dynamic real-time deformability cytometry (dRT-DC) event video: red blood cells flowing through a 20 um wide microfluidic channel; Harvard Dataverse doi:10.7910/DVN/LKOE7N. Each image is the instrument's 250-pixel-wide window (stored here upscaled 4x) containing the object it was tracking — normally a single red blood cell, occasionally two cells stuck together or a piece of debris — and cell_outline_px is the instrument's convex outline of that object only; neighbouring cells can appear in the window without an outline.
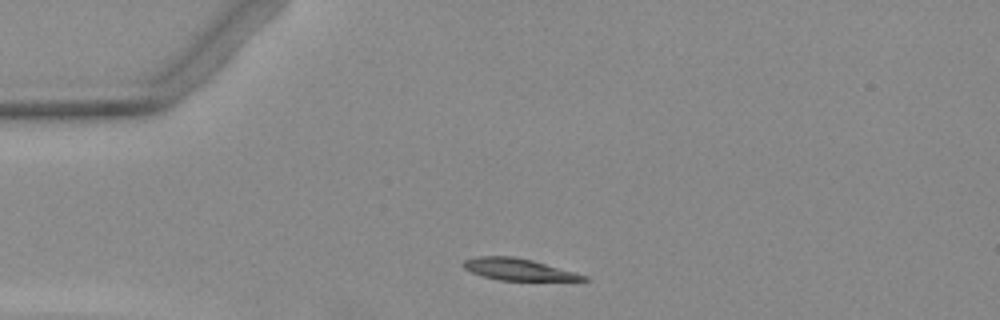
{"species": "Egyptian fruit bat (a non-hibernating species)", "species_latin": "Rousettus aegyptiacus", "temperature_condition": "warm", "stored_images_in_passage": 2, "camera_frame_rate_fps": 3000, "um_per_image_px": 0.085, "animal": {"sex": "female"}, "frame": {"image": 1, "passage_image": 1, "time_ms": 0.0, "image_size_px": [1000, 320], "cell_outline_px": [[588, 280], [500, 280], [484, 276], [472, 272], [464, 268], [460, 264], [464, 260], [476, 256], [512, 256], [532, 260], [576, 272], [588, 276]], "centroid_in_image_um": [44.03, 22.88], "position_along_channel_um": 41.0, "area_um2": 15.09}}